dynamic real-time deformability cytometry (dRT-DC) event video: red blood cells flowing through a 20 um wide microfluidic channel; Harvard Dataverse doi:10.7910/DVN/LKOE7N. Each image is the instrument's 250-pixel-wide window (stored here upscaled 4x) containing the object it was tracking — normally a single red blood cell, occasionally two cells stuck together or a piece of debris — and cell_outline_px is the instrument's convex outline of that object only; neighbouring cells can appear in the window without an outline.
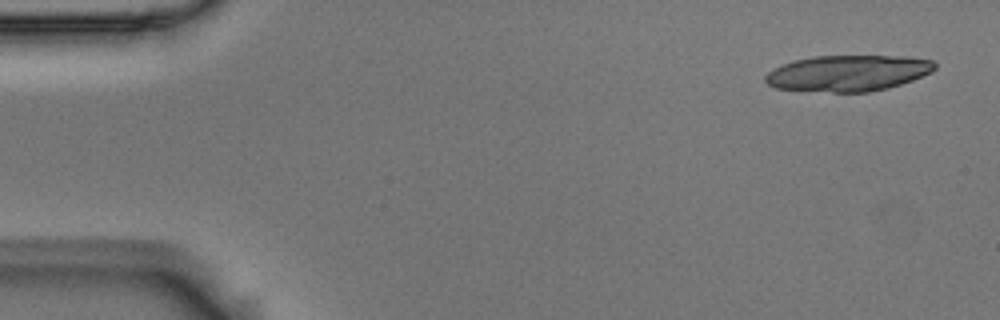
{"species": "Egyptian fruit bat (a non-hibernating species)", "species_latin": "Rousettus aegyptiacus", "temperature_condition": "room temperature", "stored_images_in_passage": 18, "camera_frame_rate_fps": 3000, "um_per_image_px": 0.085, "animal": {"sex": "male"}, "frame": {"image": 1, "passage_image": 3, "time_ms": 0.667, "image_size_px": [1000, 320], "cell_outline_px": [[936, 68], [932, 72], [912, 80], [888, 88], [868, 92], [832, 92], [776, 88], [768, 84], [764, 80], [764, 76], [768, 72], [784, 64], [796, 60], [812, 56], [908, 56], [932, 60], [936, 64]], "centroid_in_image_um": [72.11, 6.21], "position_along_channel_um": 12.9, "area_um2": 35.49}}